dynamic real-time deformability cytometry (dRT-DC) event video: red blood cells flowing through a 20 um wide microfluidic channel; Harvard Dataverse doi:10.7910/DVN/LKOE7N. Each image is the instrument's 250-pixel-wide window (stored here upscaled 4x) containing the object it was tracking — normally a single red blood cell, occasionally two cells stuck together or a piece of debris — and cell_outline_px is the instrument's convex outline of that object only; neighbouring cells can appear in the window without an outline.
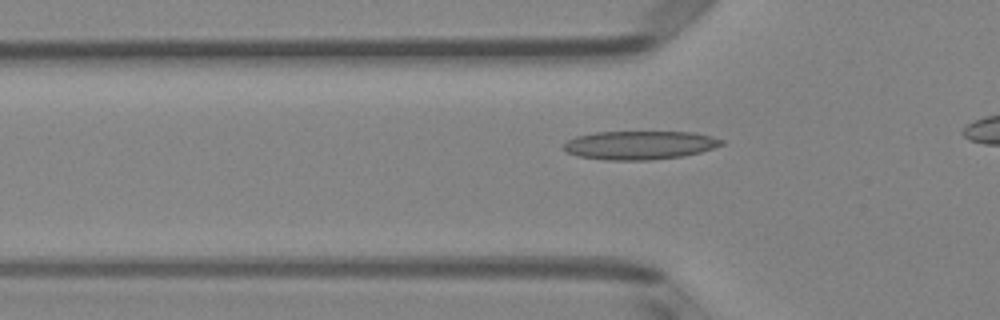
{"species": "Egyptian fruit bat (a non-hibernating species)", "species_latin": "Rousettus aegyptiacus", "temperature_condition": "room temperature", "stored_images_in_passage": 34, "camera_frame_rate_fps": 3000, "um_per_image_px": 0.085, "animal": {"sex": "female"}, "frame": {"image": 1, "passage_image": 9, "time_ms": 2.667, "image_size_px": [1000, 320], "cell_outline_px": [[724, 144], [700, 152], [684, 156], [648, 160], [604, 160], [576, 156], [568, 152], [564, 148], [564, 144], [568, 140], [576, 136], [596, 132], [692, 132], [712, 136], [724, 140]], "centroid_in_image_um": [54.38, 12.34], "position_along_channel_um": 71.4, "area_um2": 26.3}}
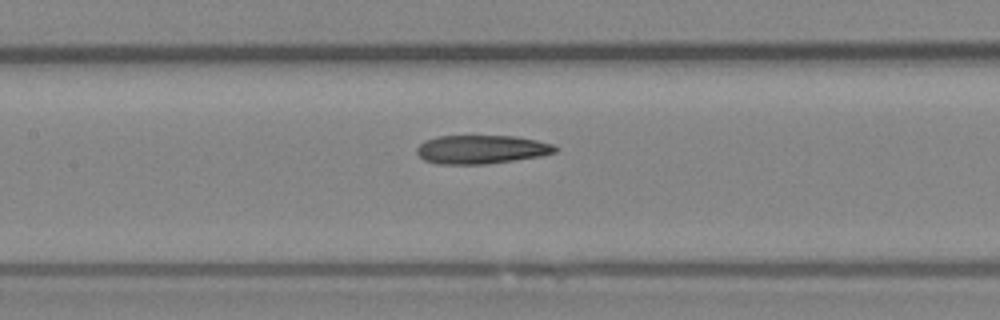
{"frame": {"image": 2, "passage_image": 16, "time_ms": 5.0, "image_size_px": [1000, 320], "cell_outline_px": [[560, 148], [556, 152], [540, 156], [488, 164], [436, 164], [424, 160], [416, 152], [416, 148], [424, 140], [436, 136], [516, 136], [536, 140], [552, 144]], "centroid_in_image_um": [40.91, 12.7], "position_along_channel_um": 166.5, "area_um2": 23.24}}
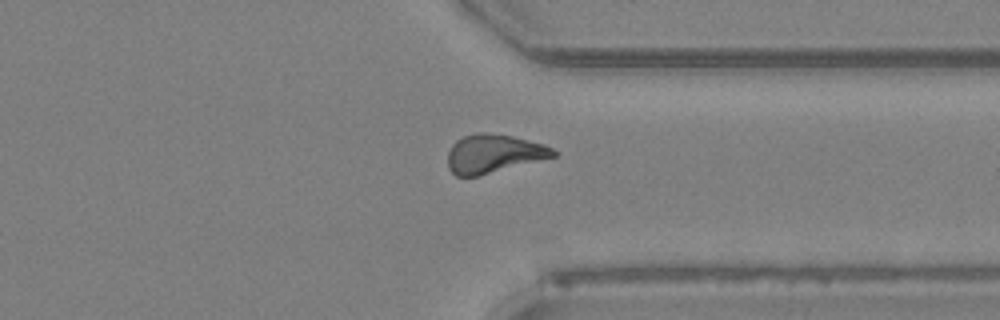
{"frame": {"image": 3, "passage_image": 31, "time_ms": 10.0, "image_size_px": [1000, 320], "cell_outline_px": [[556, 156], [480, 176], [456, 176], [448, 168], [448, 152], [452, 144], [456, 140], [464, 136], [480, 132], [484, 132], [512, 136], [544, 144], [552, 148], [556, 152]], "centroid_in_image_um": [41.94, 13.07], "position_along_channel_um": 369.5, "area_um2": 23.7}}